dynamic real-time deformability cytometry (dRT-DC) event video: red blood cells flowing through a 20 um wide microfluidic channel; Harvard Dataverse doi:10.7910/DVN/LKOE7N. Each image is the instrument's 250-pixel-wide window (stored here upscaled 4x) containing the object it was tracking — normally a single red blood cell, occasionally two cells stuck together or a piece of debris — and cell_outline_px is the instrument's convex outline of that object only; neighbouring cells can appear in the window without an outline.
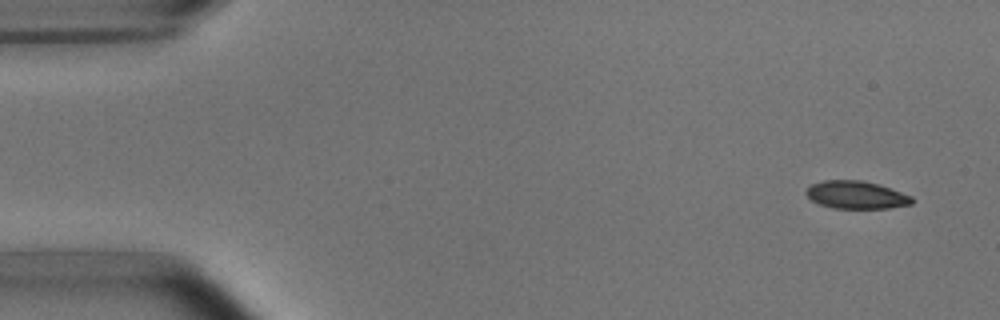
{"species": "common noctule bat (a hibernating species)", "species_latin": "Nyctalus noctula", "temperature_condition": "room temperature", "stored_images_in_passage": 5, "camera_frame_rate_fps": 3000, "um_per_image_px": 0.085, "animal": {"sex": "male", "body_mass_g": 15.6}, "frame": {"image": 1, "passage_image": 1, "time_ms": 0.0, "image_size_px": [1000, 320], "cell_outline_px": [[912, 204], [888, 208], [832, 208], [820, 204], [812, 200], [804, 192], [812, 184], [824, 180], [860, 180], [876, 184], [912, 196]], "centroid_in_image_um": [72.75, 16.57], "position_along_channel_um": 12.2, "area_um2": 16.82}}
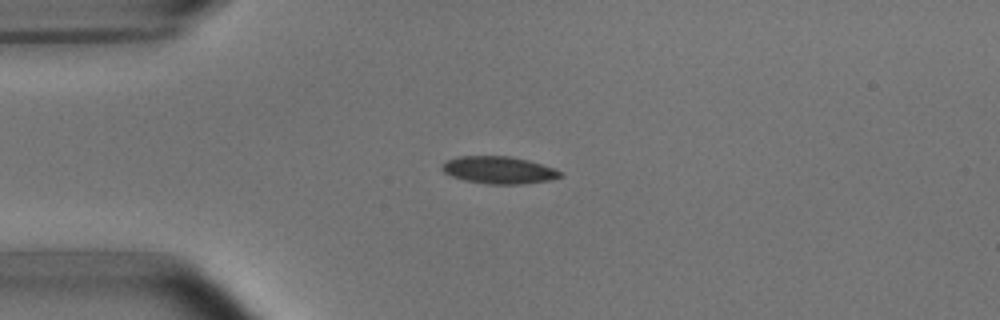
{"frame": {"image": 2, "passage_image": 4, "time_ms": 3.333, "image_size_px": [1000, 320], "cell_outline_px": [[564, 176], [548, 180], [524, 184], [488, 184], [464, 180], [452, 176], [444, 172], [440, 168], [440, 164], [444, 160], [456, 156], [508, 156], [528, 160], [552, 168], [560, 172]], "centroid_in_image_um": [42.32, 14.45], "position_along_channel_um": 42.7, "area_um2": 18.84}}